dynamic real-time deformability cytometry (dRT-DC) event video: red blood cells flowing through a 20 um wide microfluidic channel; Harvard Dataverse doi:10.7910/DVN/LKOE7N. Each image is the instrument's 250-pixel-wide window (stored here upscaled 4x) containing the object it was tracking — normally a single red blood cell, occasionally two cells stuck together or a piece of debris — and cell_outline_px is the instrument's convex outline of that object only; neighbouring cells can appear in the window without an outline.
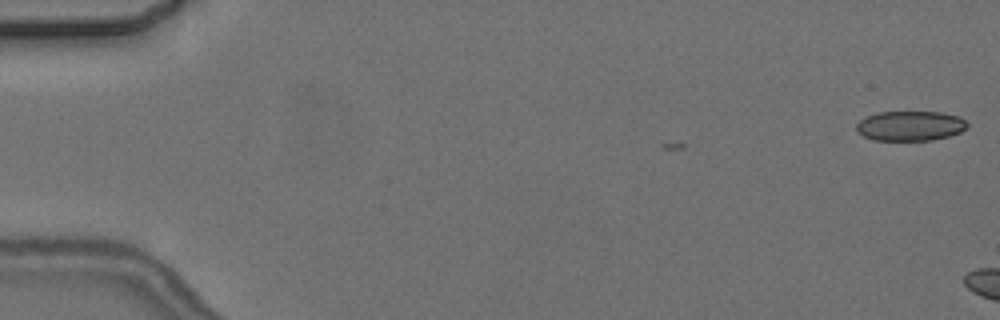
{"species": "common noctule bat (a hibernating species)", "species_latin": "Nyctalus noctula", "temperature_condition": "cold", "stored_images_in_passage": 3, "camera_frame_rate_fps": 3000, "um_per_image_px": 0.085, "animal": {"sex": "female", "body_mass_g": 24.6, "forearm_length_mm": 56.2}, "frame": {"image": 1, "passage_image": 1, "time_ms": 0.0, "image_size_px": [1000, 320], "cell_outline_px": [[968, 128], [960, 132], [948, 136], [932, 140], [872, 140], [856, 132], [856, 124], [860, 120], [876, 112], [940, 112], [960, 116], [968, 124]], "centroid_in_image_um": [77.37, 10.7], "position_along_channel_um": 7.6, "area_um2": 19.36}}